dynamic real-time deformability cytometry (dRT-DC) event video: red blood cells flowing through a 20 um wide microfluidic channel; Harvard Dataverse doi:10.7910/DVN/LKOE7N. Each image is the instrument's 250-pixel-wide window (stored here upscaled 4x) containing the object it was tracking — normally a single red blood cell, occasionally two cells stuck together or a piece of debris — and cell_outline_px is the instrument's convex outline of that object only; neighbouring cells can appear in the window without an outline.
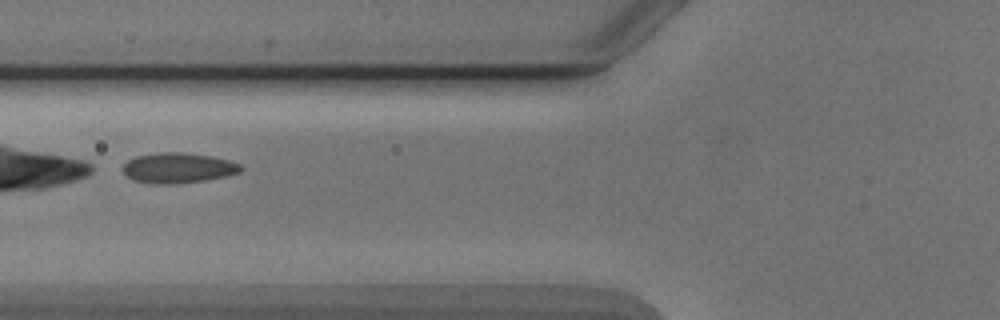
{"species": "Egyptian fruit bat (a non-hibernating species)", "species_latin": "Rousettus aegyptiacus", "temperature_condition": "cold", "stored_images_in_passage": 3, "camera_frame_rate_fps": 3000, "um_per_image_px": 0.085, "animal": {"sex": "male"}, "frame": {"image": 1, "passage_image": 3, "time_ms": 2.333, "image_size_px": [1000, 320], "cell_outline_px": [[244, 168], [240, 172], [224, 176], [204, 180], [176, 184], [148, 184], [132, 180], [124, 172], [124, 164], [128, 160], [136, 156], [160, 152], [184, 152], [212, 156], [228, 160], [240, 164]], "centroid_in_image_um": [15.13, 14.27], "position_along_channel_um": 110.7, "area_um2": 20.87}}